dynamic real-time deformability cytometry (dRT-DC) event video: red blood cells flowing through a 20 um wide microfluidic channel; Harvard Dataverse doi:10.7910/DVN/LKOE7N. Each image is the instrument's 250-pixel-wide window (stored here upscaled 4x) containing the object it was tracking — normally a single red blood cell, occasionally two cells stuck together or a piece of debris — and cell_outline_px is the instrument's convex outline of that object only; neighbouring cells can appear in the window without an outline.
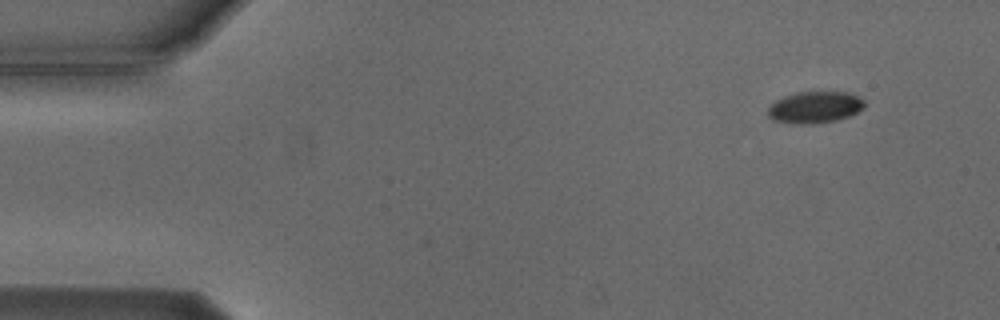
{"species": "Egyptian fruit bat (a non-hibernating species)", "species_latin": "Rousettus aegyptiacus", "temperature_condition": "cold", "stored_images_in_passage": 6, "camera_frame_rate_fps": 3000, "um_per_image_px": 0.085, "animal": {"sex": "male"}, "frame": {"image": 1, "passage_image": 6, "time_ms": 6.0, "image_size_px": [1000, 320], "cell_outline_px": [[864, 108], [848, 116], [836, 120], [812, 124], [800, 124], [772, 120], [768, 116], [768, 108], [776, 100], [784, 96], [796, 92], [848, 92], [864, 100]], "centroid_in_image_um": [69.24, 9.11], "position_along_channel_um": 15.8, "area_um2": 17.69}}